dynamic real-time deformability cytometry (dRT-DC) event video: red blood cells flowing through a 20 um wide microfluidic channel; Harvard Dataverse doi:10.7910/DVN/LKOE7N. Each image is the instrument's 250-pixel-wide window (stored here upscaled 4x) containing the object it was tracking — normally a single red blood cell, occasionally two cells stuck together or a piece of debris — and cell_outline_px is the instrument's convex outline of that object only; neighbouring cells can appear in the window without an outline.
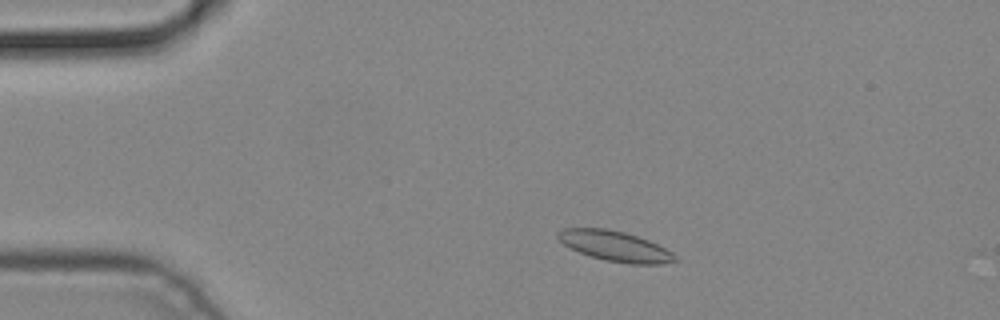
{"species": "common noctule bat (a hibernating species)", "species_latin": "Nyctalus noctula", "temperature_condition": "cold", "stored_images_in_passage": 3, "camera_frame_rate_fps": 3000, "um_per_image_px": 0.085, "animal": {"sex": "male", "body_mass_g": 19.2, "forearm_length_mm": 51.8}, "frame": {"image": 1, "passage_image": 2, "time_ms": 0.333, "image_size_px": [1000, 320], "cell_outline_px": [[680, 260], [660, 264], [632, 264], [604, 260], [580, 252], [564, 244], [556, 236], [556, 232], [564, 228], [608, 228], [624, 232], [648, 240], [672, 252]], "centroid_in_image_um": [52.29, 20.92], "position_along_channel_um": 32.7, "area_um2": 20.46}}